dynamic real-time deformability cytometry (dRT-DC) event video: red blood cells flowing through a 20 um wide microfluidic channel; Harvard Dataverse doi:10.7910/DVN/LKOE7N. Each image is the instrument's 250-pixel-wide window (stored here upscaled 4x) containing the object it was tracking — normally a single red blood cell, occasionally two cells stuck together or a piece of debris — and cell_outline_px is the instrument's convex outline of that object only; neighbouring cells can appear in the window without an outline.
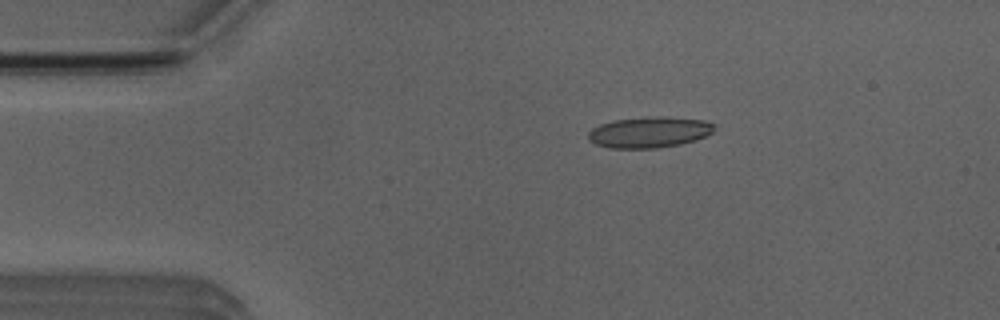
{"species": "Egyptian fruit bat (a non-hibernating species)", "species_latin": "Rousettus aegyptiacus", "temperature_condition": "room temperature", "stored_images_in_passage": 5, "camera_frame_rate_fps": 3000, "um_per_image_px": 0.085, "animal": {"sex": "male"}, "frame": {"image": 1, "passage_image": 2, "time_ms": 1.0, "image_size_px": [1000, 320], "cell_outline_px": [[716, 128], [712, 132], [696, 140], [680, 144], [656, 148], [608, 148], [596, 144], [588, 140], [588, 132], [592, 128], [600, 124], [612, 120], [704, 120], [716, 124]], "centroid_in_image_um": [55.13, 11.31], "position_along_channel_um": 29.9, "area_um2": 21.44}}
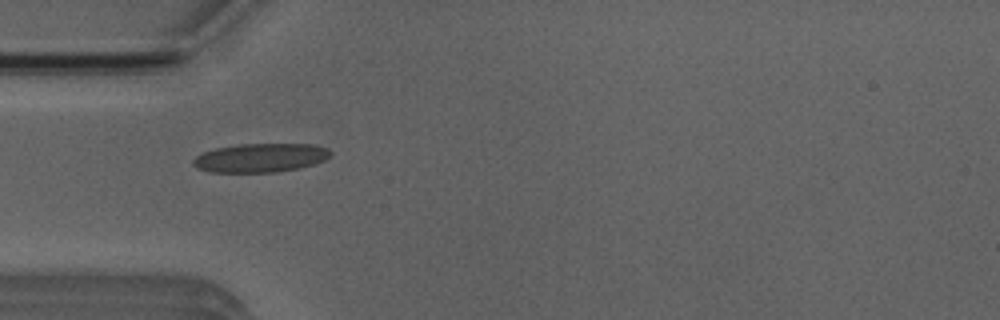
{"frame": {"image": 2, "passage_image": 3, "time_ms": 3.0, "image_size_px": [1000, 320], "cell_outline_px": [[332, 152], [324, 160], [312, 164], [296, 168], [276, 172], [208, 172], [196, 168], [192, 164], [192, 160], [196, 156], [204, 152], [216, 148], [240, 144], [312, 144], [328, 148]], "centroid_in_image_um": [22.1, 13.41], "position_along_channel_um": 62.9, "area_um2": 22.95}}